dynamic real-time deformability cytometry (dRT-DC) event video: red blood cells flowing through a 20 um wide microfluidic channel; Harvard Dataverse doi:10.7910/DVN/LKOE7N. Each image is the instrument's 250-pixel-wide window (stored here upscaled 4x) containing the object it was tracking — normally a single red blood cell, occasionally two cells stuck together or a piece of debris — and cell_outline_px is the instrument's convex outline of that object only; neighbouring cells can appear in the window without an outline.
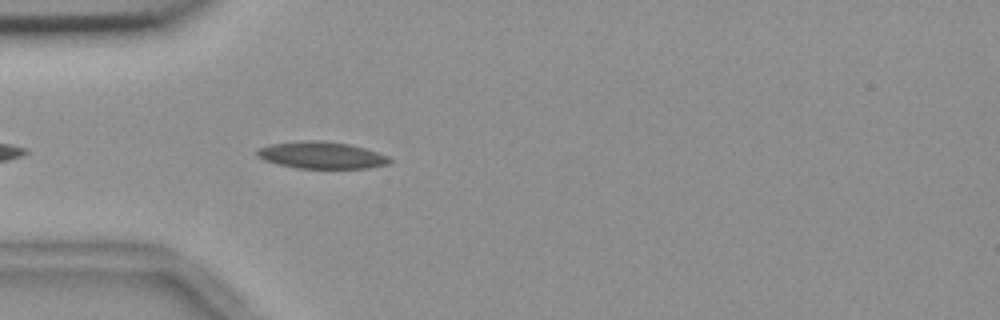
{"species": "common noctule bat (a hibernating species)", "species_latin": "Nyctalus noctula", "temperature_condition": "room temperature", "stored_images_in_passage": 29, "camera_frame_rate_fps": 3000, "um_per_image_px": 0.085, "animal": {"sex": "female", "body_mass_g": 18.4}, "frame": {"image": 1, "passage_image": 4, "time_ms": 1.0, "image_size_px": [1000, 320], "cell_outline_px": [[392, 160], [388, 164], [368, 168], [296, 168], [264, 160], [256, 156], [256, 148], [268, 144], [304, 140], [324, 140], [348, 144], [364, 148], [388, 156]], "centroid_in_image_um": [27.28, 13.18], "position_along_channel_um": 57.7, "area_um2": 20.87}}
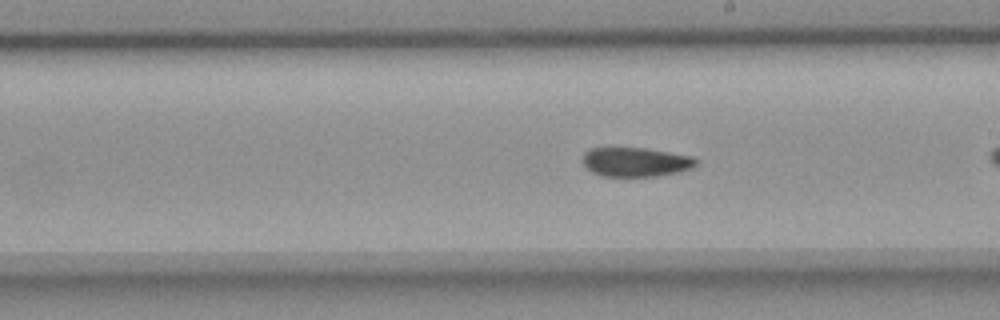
{"frame": {"image": 2, "passage_image": 16, "time_ms": 5.0, "image_size_px": [1000, 320], "cell_outline_px": [[700, 160], [692, 168], [680, 172], [656, 176], [600, 176], [584, 168], [580, 160], [584, 152], [588, 148], [644, 148], [692, 156]], "centroid_in_image_um": [53.98, 13.77], "position_along_channel_um": 235.0, "area_um2": 19.65}}
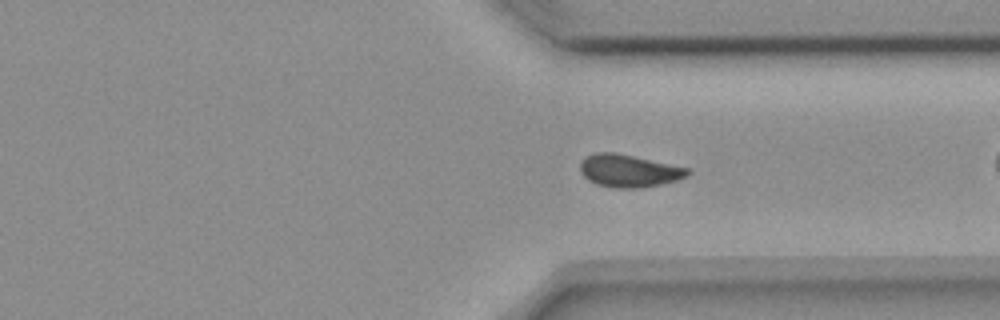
{"frame": {"image": 3, "passage_image": 26, "time_ms": 8.333, "image_size_px": [1000, 320], "cell_outline_px": [[692, 172], [688, 176], [676, 180], [660, 184], [640, 188], [616, 188], [596, 184], [588, 180], [580, 172], [580, 160], [584, 156], [596, 152], [612, 152], [632, 156], [688, 168]], "centroid_in_image_um": [53.41, 14.52], "position_along_channel_um": 358.0, "area_um2": 20.35}}